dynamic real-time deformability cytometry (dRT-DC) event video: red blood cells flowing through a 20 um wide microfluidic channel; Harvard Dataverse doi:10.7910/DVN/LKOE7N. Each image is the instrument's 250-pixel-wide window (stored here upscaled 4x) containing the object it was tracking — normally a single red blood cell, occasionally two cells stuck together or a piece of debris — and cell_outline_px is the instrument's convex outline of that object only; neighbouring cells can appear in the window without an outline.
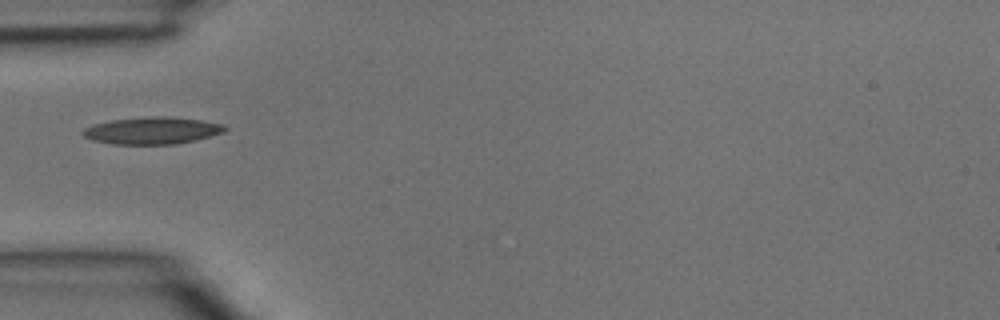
{"species": "common noctule bat (a hibernating species)", "species_latin": "Nyctalus noctula", "temperature_condition": "room temperature", "stored_images_in_passage": 1, "camera_frame_rate_fps": 3000, "um_per_image_px": 0.085, "animal": {"sex": "male", "body_mass_g": 15.6}, "frame": {"image": 1, "passage_image": 1, "time_ms": 0.0, "image_size_px": [1000, 320], "cell_outline_px": [[228, 128], [224, 132], [176, 144], [112, 144], [92, 140], [84, 136], [80, 132], [84, 128], [96, 124], [112, 120], [152, 116], [168, 116], [200, 120], [224, 124]], "centroid_in_image_um": [12.92, 11.09], "position_along_channel_um": 72.1, "area_um2": 22.2}}